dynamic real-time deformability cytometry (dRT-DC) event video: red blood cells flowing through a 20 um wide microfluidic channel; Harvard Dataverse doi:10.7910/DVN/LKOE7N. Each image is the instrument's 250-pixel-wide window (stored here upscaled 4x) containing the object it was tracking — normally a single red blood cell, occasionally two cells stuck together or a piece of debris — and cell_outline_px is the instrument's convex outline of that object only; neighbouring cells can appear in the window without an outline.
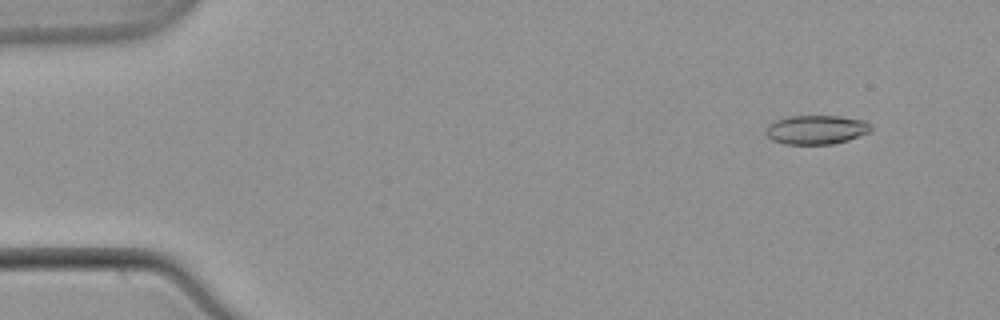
{"species": "common noctule bat (a hibernating species)", "species_latin": "Nyctalus noctula", "temperature_condition": "warm", "stored_images_in_passage": 53, "camera_frame_rate_fps": 3000, "um_per_image_px": 0.085, "animal": {"sex": "male", "body_mass_g": 21.5, "forearm_length_mm": 52.0}, "frame": {"image": 1, "passage_image": 5, "time_ms": 1.333, "image_size_px": [1000, 320], "cell_outline_px": [[872, 132], [848, 140], [832, 144], [784, 144], [772, 140], [764, 132], [764, 128], [772, 120], [788, 116], [840, 116], [864, 120], [872, 124]], "centroid_in_image_um": [69.37, 11.02], "position_along_channel_um": 15.6, "area_um2": 18.21}}
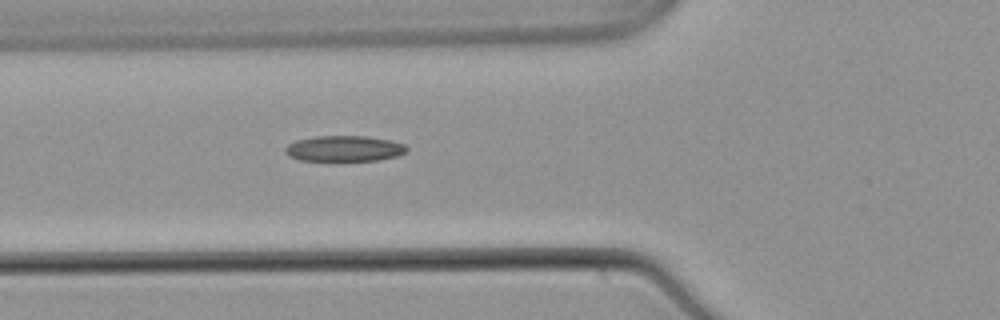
{"frame": {"image": 2, "passage_image": 20, "time_ms": 6.333, "image_size_px": [1000, 320], "cell_outline_px": [[408, 148], [404, 152], [396, 156], [380, 160], [300, 160], [288, 156], [284, 152], [284, 148], [288, 144], [296, 140], [316, 136], [368, 136], [392, 140], [404, 144]], "centroid_in_image_um": [29.24, 12.62], "position_along_channel_um": 96.6, "area_um2": 18.21}}
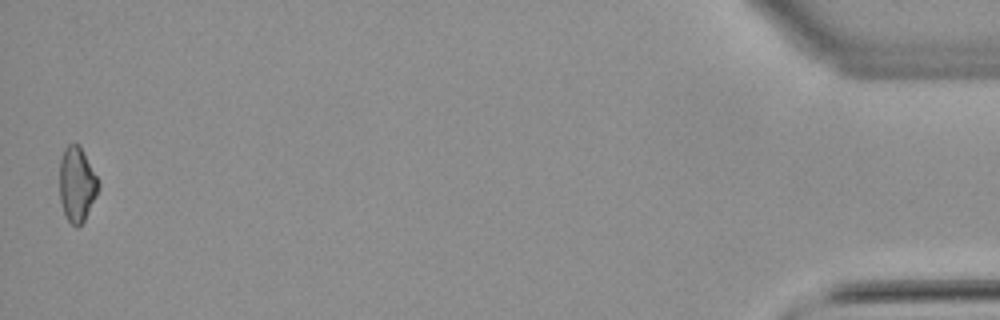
{"frame": {"image": 3, "passage_image": 53, "time_ms": 17.333, "image_size_px": [1000, 320], "cell_outline_px": [[100, 188], [84, 220], [76, 228], [68, 220], [64, 212], [60, 200], [60, 160], [64, 148], [68, 144], [80, 144], [100, 184]], "centroid_in_image_um": [6.54, 15.64], "position_along_channel_um": 428.7, "area_um2": 16.82}}